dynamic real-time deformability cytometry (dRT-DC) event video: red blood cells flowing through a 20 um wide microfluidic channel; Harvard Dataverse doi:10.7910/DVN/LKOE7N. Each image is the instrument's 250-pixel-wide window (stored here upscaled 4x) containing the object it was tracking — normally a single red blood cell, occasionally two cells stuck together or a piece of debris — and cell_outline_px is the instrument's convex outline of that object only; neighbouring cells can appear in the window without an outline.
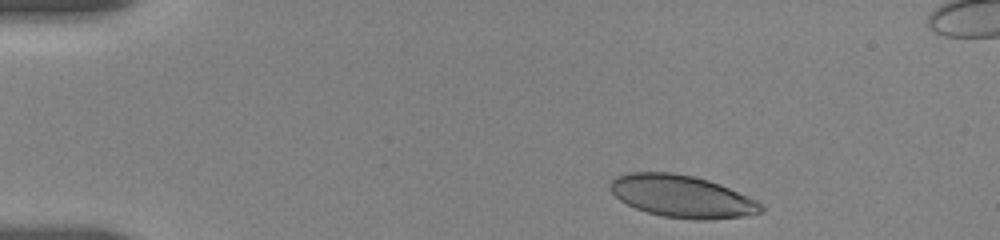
{"species": "human", "species_latin": "Homo sapiens", "temperature_condition": "room temperature", "stored_images_in_passage": 16, "camera_frame_rate_fps": 3000, "um_per_image_px": 0.085, "donor": {"sex": "female"}, "frame": {"image": 1, "passage_image": 1, "time_ms": 0.0, "image_size_px": [1000, 240], "cell_outline_px": [[764, 212], [740, 216], [708, 220], [696, 220], [664, 216], [648, 212], [636, 208], [620, 200], [608, 188], [608, 184], [616, 176], [628, 172], [672, 172], [692, 176], [708, 180], [720, 184], [748, 196], [764, 204]], "centroid_in_image_um": [57.97, 16.68], "position_along_channel_um": 27.0, "area_um2": 37.11}}
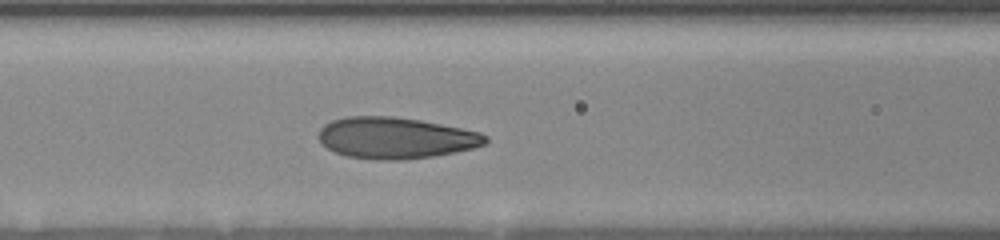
{"frame": {"image": 2, "passage_image": 12, "time_ms": 5.0, "image_size_px": [1000, 240], "cell_outline_px": [[488, 140], [484, 144], [472, 148], [432, 156], [404, 160], [376, 160], [348, 156], [336, 152], [328, 148], [320, 140], [320, 128], [324, 124], [332, 120], [348, 116], [392, 116], [420, 120], [480, 132], [488, 136]], "centroid_in_image_um": [33.62, 11.72], "position_along_channel_um": 133.0, "area_um2": 39.88}}
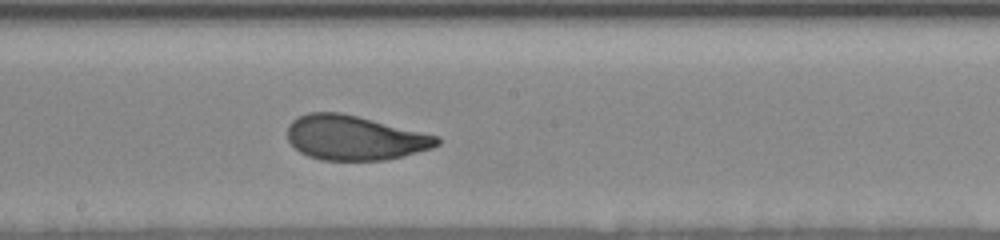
{"frame": {"image": 3, "passage_image": 16, "time_ms": 7.333, "image_size_px": [1000, 240], "cell_outline_px": [[440, 144], [432, 148], [404, 156], [384, 160], [320, 160], [308, 156], [300, 152], [288, 140], [288, 124], [292, 120], [308, 112], [340, 112], [440, 136]], "centroid_in_image_um": [30.15, 11.71], "position_along_channel_um": 218.0, "area_um2": 38.84}}